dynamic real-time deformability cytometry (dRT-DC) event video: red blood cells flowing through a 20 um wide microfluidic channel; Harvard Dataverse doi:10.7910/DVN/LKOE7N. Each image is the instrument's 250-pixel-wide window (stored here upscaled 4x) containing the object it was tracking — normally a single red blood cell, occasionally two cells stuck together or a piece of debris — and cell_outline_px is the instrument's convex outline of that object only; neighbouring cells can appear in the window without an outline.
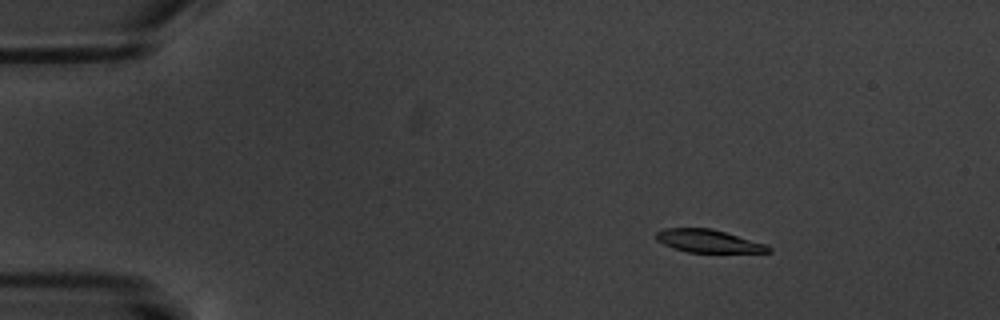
{"species": "common noctule bat (a hibernating species)", "species_latin": "Nyctalus noctula", "temperature_condition": "warm", "stored_images_in_passage": 8, "camera_frame_rate_fps": 3000, "um_per_image_px": 0.085, "animal": {"sex": "male", "body_mass_g": 20.1, "forearm_length_mm": 53.5}, "frame": {"image": 1, "passage_image": 3, "time_ms": 2.333, "image_size_px": [1000, 320], "cell_outline_px": [[772, 252], [688, 252], [672, 248], [656, 240], [656, 232], [664, 228], [712, 228], [764, 244], [772, 248]], "centroid_in_image_um": [60.16, 20.49], "position_along_channel_um": 24.8, "area_um2": 14.8}}
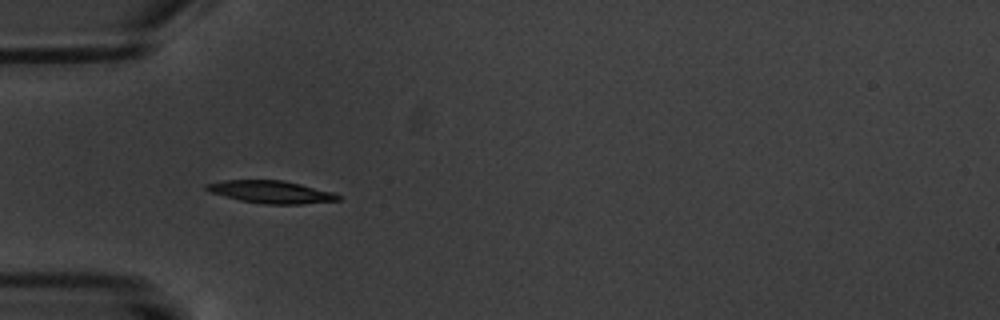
{"frame": {"image": 2, "passage_image": 6, "time_ms": 5.667, "image_size_px": [1000, 320], "cell_outline_px": [[340, 200], [300, 204], [264, 204], [240, 200], [212, 192], [204, 188], [204, 184], [224, 180], [284, 180], [332, 192], [340, 196]], "centroid_in_image_um": [23.03, 16.31], "position_along_channel_um": 62.0, "area_um2": 17.05}}